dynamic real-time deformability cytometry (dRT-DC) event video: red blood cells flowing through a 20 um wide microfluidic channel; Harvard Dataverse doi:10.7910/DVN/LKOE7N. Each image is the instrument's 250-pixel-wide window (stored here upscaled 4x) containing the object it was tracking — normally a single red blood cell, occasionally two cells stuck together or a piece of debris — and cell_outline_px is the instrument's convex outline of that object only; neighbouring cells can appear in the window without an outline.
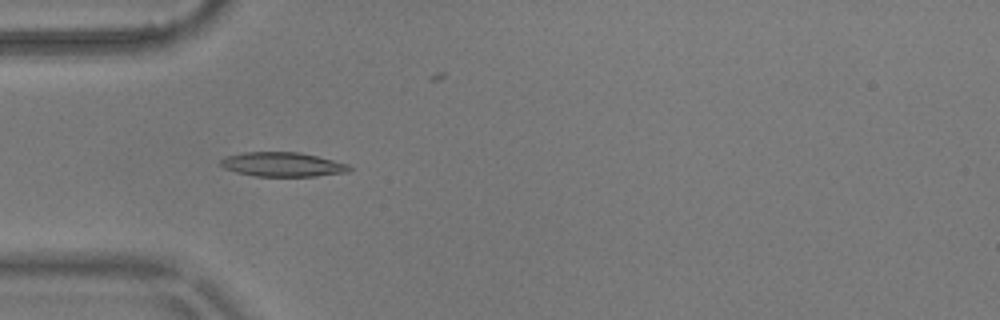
{"species": "common noctule bat (a hibernating species)", "species_latin": "Nyctalus noctula", "temperature_condition": "warm", "stored_images_in_passage": 41, "camera_frame_rate_fps": 3000, "um_per_image_px": 0.085, "animal": {"sex": "male", "body_mass_g": 17.9}, "frame": {"image": 1, "passage_image": 1, "time_ms": 0.0, "image_size_px": [1000, 320], "cell_outline_px": [[352, 168], [348, 172], [316, 176], [256, 176], [236, 172], [224, 168], [220, 164], [220, 160], [228, 156], [244, 152], [300, 152], [348, 164]], "centroid_in_image_um": [24.02, 13.98], "position_along_channel_um": 61.0, "area_um2": 18.09}}
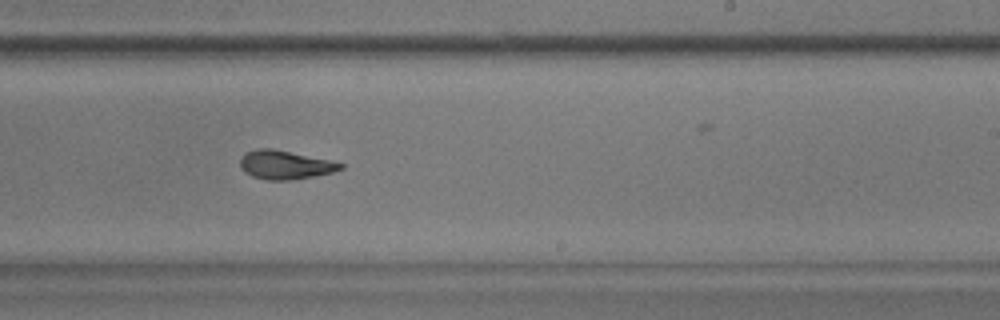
{"frame": {"image": 2, "passage_image": 18, "time_ms": 5.667, "image_size_px": [1000, 320], "cell_outline_px": [[344, 168], [332, 172], [312, 176], [288, 180], [268, 180], [252, 176], [244, 172], [240, 168], [240, 156], [244, 152], [256, 148], [272, 148], [328, 160], [344, 164]], "centroid_in_image_um": [24.15, 14.0], "position_along_channel_um": 264.8, "area_um2": 16.7}}
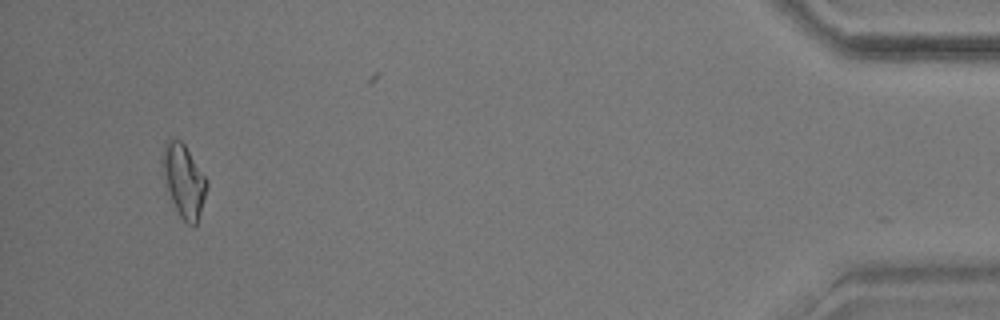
{"frame": {"image": 3, "passage_image": 37, "time_ms": 12.0, "image_size_px": [1000, 320], "cell_outline_px": [[208, 184], [200, 212], [196, 224], [192, 228], [180, 216], [172, 200], [168, 188], [164, 168], [164, 140], [180, 140], [184, 144], [208, 180]], "centroid_in_image_um": [15.67, 15.38], "position_along_channel_um": 419.5, "area_um2": 17.92}, "authors_computed_cell_mechanics": {"area_um2": 17.2822, "velocity_mm_per_s": 3.618, "shape_relaxation_time_tau1_ms": 5.5911, "shape_relaxation_time_tau2_ms": 1.2401, "deformation_change_tau1": 0.1815, "deformation_change_tau2": 0.0742}}